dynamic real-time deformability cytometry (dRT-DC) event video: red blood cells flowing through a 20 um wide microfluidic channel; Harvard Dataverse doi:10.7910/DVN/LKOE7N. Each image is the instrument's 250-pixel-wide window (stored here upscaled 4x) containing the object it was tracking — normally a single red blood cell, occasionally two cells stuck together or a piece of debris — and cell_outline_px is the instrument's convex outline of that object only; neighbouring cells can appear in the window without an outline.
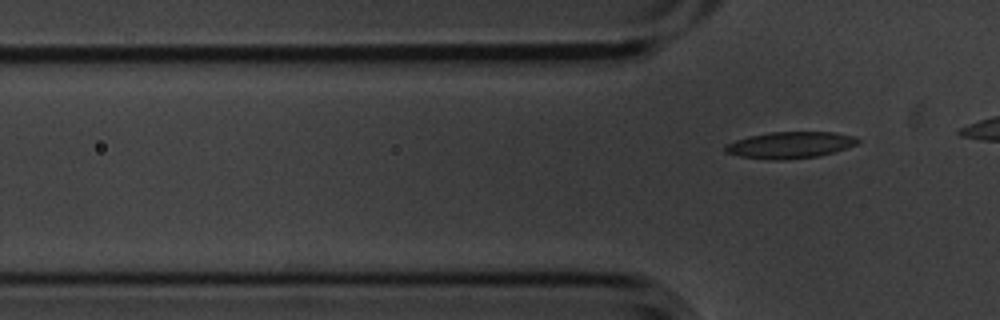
{"species": "common noctule bat (a hibernating species)", "species_latin": "Nyctalus noctula", "temperature_condition": "cold", "stored_images_in_passage": 6, "camera_frame_rate_fps": 3000, "um_per_image_px": 0.085, "animal": {"sex": "male", "body_mass_g": 20.1, "forearm_length_mm": 53.5}, "frame": {"image": 1, "passage_image": 6, "time_ms": 1.667, "image_size_px": [1000, 320], "cell_outline_px": [[860, 140], [856, 144], [820, 156], [784, 160], [768, 160], [740, 156], [724, 152], [724, 144], [748, 136], [772, 132], [832, 132], [852, 136]], "centroid_in_image_um": [67.08, 12.33], "position_along_channel_um": 58.7, "area_um2": 20.4}}